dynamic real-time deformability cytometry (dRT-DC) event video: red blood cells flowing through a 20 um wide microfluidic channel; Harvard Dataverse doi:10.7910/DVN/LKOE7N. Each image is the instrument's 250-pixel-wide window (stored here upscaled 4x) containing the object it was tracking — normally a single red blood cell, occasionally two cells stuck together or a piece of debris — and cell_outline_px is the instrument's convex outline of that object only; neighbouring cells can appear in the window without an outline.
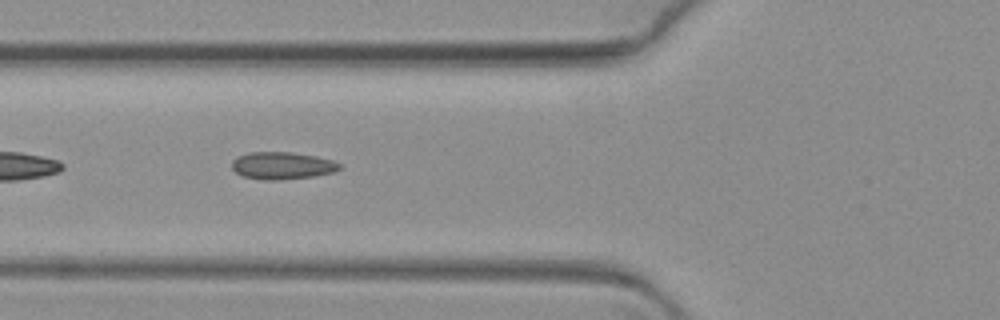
{"species": "common noctule bat (a hibernating species)", "species_latin": "Nyctalus noctula", "temperature_condition": "warm", "stored_images_in_passage": 14, "camera_frame_rate_fps": 3000, "um_per_image_px": 0.085, "animal": {"sex": "female", "body_mass_g": 19.3, "forearm_length_mm": 54.1}, "frame": {"image": 1, "passage_image": 6, "time_ms": 1.667, "image_size_px": [1000, 320], "cell_outline_px": [[340, 168], [332, 172], [316, 176], [276, 180], [260, 180], [244, 176], [236, 172], [232, 168], [232, 160], [236, 156], [248, 152], [288, 152], [316, 156], [332, 160], [340, 164]], "centroid_in_image_um": [23.95, 14.07], "position_along_channel_um": 101.9, "area_um2": 17.11}}